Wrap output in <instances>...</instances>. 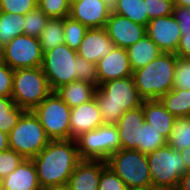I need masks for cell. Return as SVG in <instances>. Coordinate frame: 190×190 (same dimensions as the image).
I'll use <instances>...</instances> for the list:
<instances>
[{
	"mask_svg": "<svg viewBox=\"0 0 190 190\" xmlns=\"http://www.w3.org/2000/svg\"><path fill=\"white\" fill-rule=\"evenodd\" d=\"M42 189L67 186L70 176L82 160L74 139L51 140L33 159Z\"/></svg>",
	"mask_w": 190,
	"mask_h": 190,
	"instance_id": "obj_1",
	"label": "cell"
},
{
	"mask_svg": "<svg viewBox=\"0 0 190 190\" xmlns=\"http://www.w3.org/2000/svg\"><path fill=\"white\" fill-rule=\"evenodd\" d=\"M95 99L105 125H116L125 111L141 107L144 101L132 76L102 83Z\"/></svg>",
	"mask_w": 190,
	"mask_h": 190,
	"instance_id": "obj_2",
	"label": "cell"
},
{
	"mask_svg": "<svg viewBox=\"0 0 190 190\" xmlns=\"http://www.w3.org/2000/svg\"><path fill=\"white\" fill-rule=\"evenodd\" d=\"M177 58L175 53L162 52L146 66L133 71L134 83L144 100L160 99L173 89Z\"/></svg>",
	"mask_w": 190,
	"mask_h": 190,
	"instance_id": "obj_3",
	"label": "cell"
},
{
	"mask_svg": "<svg viewBox=\"0 0 190 190\" xmlns=\"http://www.w3.org/2000/svg\"><path fill=\"white\" fill-rule=\"evenodd\" d=\"M50 141L32 110H25L16 126L8 133L9 149L19 153L24 159H33Z\"/></svg>",
	"mask_w": 190,
	"mask_h": 190,
	"instance_id": "obj_4",
	"label": "cell"
},
{
	"mask_svg": "<svg viewBox=\"0 0 190 190\" xmlns=\"http://www.w3.org/2000/svg\"><path fill=\"white\" fill-rule=\"evenodd\" d=\"M152 186L156 190H177L186 165L180 151L168 144L147 154Z\"/></svg>",
	"mask_w": 190,
	"mask_h": 190,
	"instance_id": "obj_5",
	"label": "cell"
},
{
	"mask_svg": "<svg viewBox=\"0 0 190 190\" xmlns=\"http://www.w3.org/2000/svg\"><path fill=\"white\" fill-rule=\"evenodd\" d=\"M51 92L42 67L14 70L11 98L18 107L33 110Z\"/></svg>",
	"mask_w": 190,
	"mask_h": 190,
	"instance_id": "obj_6",
	"label": "cell"
},
{
	"mask_svg": "<svg viewBox=\"0 0 190 190\" xmlns=\"http://www.w3.org/2000/svg\"><path fill=\"white\" fill-rule=\"evenodd\" d=\"M42 70L52 92L77 80L78 55L65 43L43 53Z\"/></svg>",
	"mask_w": 190,
	"mask_h": 190,
	"instance_id": "obj_7",
	"label": "cell"
},
{
	"mask_svg": "<svg viewBox=\"0 0 190 190\" xmlns=\"http://www.w3.org/2000/svg\"><path fill=\"white\" fill-rule=\"evenodd\" d=\"M82 160H102L121 149L116 125H100L94 130L80 134L74 139Z\"/></svg>",
	"mask_w": 190,
	"mask_h": 190,
	"instance_id": "obj_8",
	"label": "cell"
},
{
	"mask_svg": "<svg viewBox=\"0 0 190 190\" xmlns=\"http://www.w3.org/2000/svg\"><path fill=\"white\" fill-rule=\"evenodd\" d=\"M50 140L70 139L71 108L58 96L51 92L33 110Z\"/></svg>",
	"mask_w": 190,
	"mask_h": 190,
	"instance_id": "obj_9",
	"label": "cell"
},
{
	"mask_svg": "<svg viewBox=\"0 0 190 190\" xmlns=\"http://www.w3.org/2000/svg\"><path fill=\"white\" fill-rule=\"evenodd\" d=\"M107 162L126 184V187L152 185L147 155L139 150L120 149Z\"/></svg>",
	"mask_w": 190,
	"mask_h": 190,
	"instance_id": "obj_10",
	"label": "cell"
},
{
	"mask_svg": "<svg viewBox=\"0 0 190 190\" xmlns=\"http://www.w3.org/2000/svg\"><path fill=\"white\" fill-rule=\"evenodd\" d=\"M42 62L38 38L21 34L4 45V63L13 70L41 67Z\"/></svg>",
	"mask_w": 190,
	"mask_h": 190,
	"instance_id": "obj_11",
	"label": "cell"
},
{
	"mask_svg": "<svg viewBox=\"0 0 190 190\" xmlns=\"http://www.w3.org/2000/svg\"><path fill=\"white\" fill-rule=\"evenodd\" d=\"M104 28L114 45L125 49L147 35L146 26L135 23L112 11Z\"/></svg>",
	"mask_w": 190,
	"mask_h": 190,
	"instance_id": "obj_12",
	"label": "cell"
},
{
	"mask_svg": "<svg viewBox=\"0 0 190 190\" xmlns=\"http://www.w3.org/2000/svg\"><path fill=\"white\" fill-rule=\"evenodd\" d=\"M146 32L163 53L176 54L182 34L173 15L150 20L146 26Z\"/></svg>",
	"mask_w": 190,
	"mask_h": 190,
	"instance_id": "obj_13",
	"label": "cell"
},
{
	"mask_svg": "<svg viewBox=\"0 0 190 190\" xmlns=\"http://www.w3.org/2000/svg\"><path fill=\"white\" fill-rule=\"evenodd\" d=\"M111 11V0H81L70 6L69 16L87 28H104Z\"/></svg>",
	"mask_w": 190,
	"mask_h": 190,
	"instance_id": "obj_14",
	"label": "cell"
},
{
	"mask_svg": "<svg viewBox=\"0 0 190 190\" xmlns=\"http://www.w3.org/2000/svg\"><path fill=\"white\" fill-rule=\"evenodd\" d=\"M96 69L100 85L110 80L132 76L133 73L127 50L116 46L97 62Z\"/></svg>",
	"mask_w": 190,
	"mask_h": 190,
	"instance_id": "obj_15",
	"label": "cell"
},
{
	"mask_svg": "<svg viewBox=\"0 0 190 190\" xmlns=\"http://www.w3.org/2000/svg\"><path fill=\"white\" fill-rule=\"evenodd\" d=\"M145 123L142 106L127 110L120 117L116 126L119 133L121 149L140 151L141 128Z\"/></svg>",
	"mask_w": 190,
	"mask_h": 190,
	"instance_id": "obj_16",
	"label": "cell"
},
{
	"mask_svg": "<svg viewBox=\"0 0 190 190\" xmlns=\"http://www.w3.org/2000/svg\"><path fill=\"white\" fill-rule=\"evenodd\" d=\"M114 46L105 28H88L76 51L78 56L97 64Z\"/></svg>",
	"mask_w": 190,
	"mask_h": 190,
	"instance_id": "obj_17",
	"label": "cell"
},
{
	"mask_svg": "<svg viewBox=\"0 0 190 190\" xmlns=\"http://www.w3.org/2000/svg\"><path fill=\"white\" fill-rule=\"evenodd\" d=\"M100 125H103V119L95 98L71 109L70 139H75Z\"/></svg>",
	"mask_w": 190,
	"mask_h": 190,
	"instance_id": "obj_18",
	"label": "cell"
},
{
	"mask_svg": "<svg viewBox=\"0 0 190 190\" xmlns=\"http://www.w3.org/2000/svg\"><path fill=\"white\" fill-rule=\"evenodd\" d=\"M107 166L102 160H81L67 183L68 190H98L102 170Z\"/></svg>",
	"mask_w": 190,
	"mask_h": 190,
	"instance_id": "obj_19",
	"label": "cell"
},
{
	"mask_svg": "<svg viewBox=\"0 0 190 190\" xmlns=\"http://www.w3.org/2000/svg\"><path fill=\"white\" fill-rule=\"evenodd\" d=\"M2 182L6 190H42L32 159H24Z\"/></svg>",
	"mask_w": 190,
	"mask_h": 190,
	"instance_id": "obj_20",
	"label": "cell"
},
{
	"mask_svg": "<svg viewBox=\"0 0 190 190\" xmlns=\"http://www.w3.org/2000/svg\"><path fill=\"white\" fill-rule=\"evenodd\" d=\"M142 110L145 122L153 126L168 140L176 117L163 106L159 99L144 100Z\"/></svg>",
	"mask_w": 190,
	"mask_h": 190,
	"instance_id": "obj_21",
	"label": "cell"
},
{
	"mask_svg": "<svg viewBox=\"0 0 190 190\" xmlns=\"http://www.w3.org/2000/svg\"><path fill=\"white\" fill-rule=\"evenodd\" d=\"M97 88L80 80L61 86L55 92L72 109L95 98Z\"/></svg>",
	"mask_w": 190,
	"mask_h": 190,
	"instance_id": "obj_22",
	"label": "cell"
},
{
	"mask_svg": "<svg viewBox=\"0 0 190 190\" xmlns=\"http://www.w3.org/2000/svg\"><path fill=\"white\" fill-rule=\"evenodd\" d=\"M132 71L146 66L157 58L162 51L148 35L126 49Z\"/></svg>",
	"mask_w": 190,
	"mask_h": 190,
	"instance_id": "obj_23",
	"label": "cell"
},
{
	"mask_svg": "<svg viewBox=\"0 0 190 190\" xmlns=\"http://www.w3.org/2000/svg\"><path fill=\"white\" fill-rule=\"evenodd\" d=\"M112 12L147 26L146 0H111Z\"/></svg>",
	"mask_w": 190,
	"mask_h": 190,
	"instance_id": "obj_24",
	"label": "cell"
},
{
	"mask_svg": "<svg viewBox=\"0 0 190 190\" xmlns=\"http://www.w3.org/2000/svg\"><path fill=\"white\" fill-rule=\"evenodd\" d=\"M159 101L174 117H190V90L172 89Z\"/></svg>",
	"mask_w": 190,
	"mask_h": 190,
	"instance_id": "obj_25",
	"label": "cell"
},
{
	"mask_svg": "<svg viewBox=\"0 0 190 190\" xmlns=\"http://www.w3.org/2000/svg\"><path fill=\"white\" fill-rule=\"evenodd\" d=\"M43 53L64 43V19L50 18L38 37Z\"/></svg>",
	"mask_w": 190,
	"mask_h": 190,
	"instance_id": "obj_26",
	"label": "cell"
},
{
	"mask_svg": "<svg viewBox=\"0 0 190 190\" xmlns=\"http://www.w3.org/2000/svg\"><path fill=\"white\" fill-rule=\"evenodd\" d=\"M24 15L0 11V43L5 45L15 37L24 34Z\"/></svg>",
	"mask_w": 190,
	"mask_h": 190,
	"instance_id": "obj_27",
	"label": "cell"
},
{
	"mask_svg": "<svg viewBox=\"0 0 190 190\" xmlns=\"http://www.w3.org/2000/svg\"><path fill=\"white\" fill-rule=\"evenodd\" d=\"M24 111L11 97H0V131L8 134Z\"/></svg>",
	"mask_w": 190,
	"mask_h": 190,
	"instance_id": "obj_28",
	"label": "cell"
},
{
	"mask_svg": "<svg viewBox=\"0 0 190 190\" xmlns=\"http://www.w3.org/2000/svg\"><path fill=\"white\" fill-rule=\"evenodd\" d=\"M167 144L178 151L190 147V117L175 119Z\"/></svg>",
	"mask_w": 190,
	"mask_h": 190,
	"instance_id": "obj_29",
	"label": "cell"
},
{
	"mask_svg": "<svg viewBox=\"0 0 190 190\" xmlns=\"http://www.w3.org/2000/svg\"><path fill=\"white\" fill-rule=\"evenodd\" d=\"M165 145H167V139L153 126L145 122L143 128H141L140 152L147 155Z\"/></svg>",
	"mask_w": 190,
	"mask_h": 190,
	"instance_id": "obj_30",
	"label": "cell"
},
{
	"mask_svg": "<svg viewBox=\"0 0 190 190\" xmlns=\"http://www.w3.org/2000/svg\"><path fill=\"white\" fill-rule=\"evenodd\" d=\"M88 28L70 16L64 18V43L77 50Z\"/></svg>",
	"mask_w": 190,
	"mask_h": 190,
	"instance_id": "obj_31",
	"label": "cell"
},
{
	"mask_svg": "<svg viewBox=\"0 0 190 190\" xmlns=\"http://www.w3.org/2000/svg\"><path fill=\"white\" fill-rule=\"evenodd\" d=\"M50 18L38 7L24 15V34L38 38Z\"/></svg>",
	"mask_w": 190,
	"mask_h": 190,
	"instance_id": "obj_32",
	"label": "cell"
},
{
	"mask_svg": "<svg viewBox=\"0 0 190 190\" xmlns=\"http://www.w3.org/2000/svg\"><path fill=\"white\" fill-rule=\"evenodd\" d=\"M37 7L49 18L64 19L70 14L68 0H37Z\"/></svg>",
	"mask_w": 190,
	"mask_h": 190,
	"instance_id": "obj_33",
	"label": "cell"
},
{
	"mask_svg": "<svg viewBox=\"0 0 190 190\" xmlns=\"http://www.w3.org/2000/svg\"><path fill=\"white\" fill-rule=\"evenodd\" d=\"M173 89L190 90V59L177 58Z\"/></svg>",
	"mask_w": 190,
	"mask_h": 190,
	"instance_id": "obj_34",
	"label": "cell"
},
{
	"mask_svg": "<svg viewBox=\"0 0 190 190\" xmlns=\"http://www.w3.org/2000/svg\"><path fill=\"white\" fill-rule=\"evenodd\" d=\"M37 8V0H0V11L25 15Z\"/></svg>",
	"mask_w": 190,
	"mask_h": 190,
	"instance_id": "obj_35",
	"label": "cell"
},
{
	"mask_svg": "<svg viewBox=\"0 0 190 190\" xmlns=\"http://www.w3.org/2000/svg\"><path fill=\"white\" fill-rule=\"evenodd\" d=\"M76 74L77 80L89 83L97 89L99 88L100 84L98 82L97 69L95 63L89 62L86 59L78 56V70Z\"/></svg>",
	"mask_w": 190,
	"mask_h": 190,
	"instance_id": "obj_36",
	"label": "cell"
},
{
	"mask_svg": "<svg viewBox=\"0 0 190 190\" xmlns=\"http://www.w3.org/2000/svg\"><path fill=\"white\" fill-rule=\"evenodd\" d=\"M173 0H146V13L149 20L173 14Z\"/></svg>",
	"mask_w": 190,
	"mask_h": 190,
	"instance_id": "obj_37",
	"label": "cell"
},
{
	"mask_svg": "<svg viewBox=\"0 0 190 190\" xmlns=\"http://www.w3.org/2000/svg\"><path fill=\"white\" fill-rule=\"evenodd\" d=\"M24 158L12 149L0 152V180L14 171Z\"/></svg>",
	"mask_w": 190,
	"mask_h": 190,
	"instance_id": "obj_38",
	"label": "cell"
},
{
	"mask_svg": "<svg viewBox=\"0 0 190 190\" xmlns=\"http://www.w3.org/2000/svg\"><path fill=\"white\" fill-rule=\"evenodd\" d=\"M126 188V184L109 166L102 170L98 190H126Z\"/></svg>",
	"mask_w": 190,
	"mask_h": 190,
	"instance_id": "obj_39",
	"label": "cell"
},
{
	"mask_svg": "<svg viewBox=\"0 0 190 190\" xmlns=\"http://www.w3.org/2000/svg\"><path fill=\"white\" fill-rule=\"evenodd\" d=\"M13 73L14 70L6 63H0V97H11Z\"/></svg>",
	"mask_w": 190,
	"mask_h": 190,
	"instance_id": "obj_40",
	"label": "cell"
},
{
	"mask_svg": "<svg viewBox=\"0 0 190 190\" xmlns=\"http://www.w3.org/2000/svg\"><path fill=\"white\" fill-rule=\"evenodd\" d=\"M172 15L181 31H190V7L174 6Z\"/></svg>",
	"mask_w": 190,
	"mask_h": 190,
	"instance_id": "obj_41",
	"label": "cell"
},
{
	"mask_svg": "<svg viewBox=\"0 0 190 190\" xmlns=\"http://www.w3.org/2000/svg\"><path fill=\"white\" fill-rule=\"evenodd\" d=\"M181 34L176 55L180 58H190V31H181Z\"/></svg>",
	"mask_w": 190,
	"mask_h": 190,
	"instance_id": "obj_42",
	"label": "cell"
},
{
	"mask_svg": "<svg viewBox=\"0 0 190 190\" xmlns=\"http://www.w3.org/2000/svg\"><path fill=\"white\" fill-rule=\"evenodd\" d=\"M177 190H190V171H185L181 176Z\"/></svg>",
	"mask_w": 190,
	"mask_h": 190,
	"instance_id": "obj_43",
	"label": "cell"
},
{
	"mask_svg": "<svg viewBox=\"0 0 190 190\" xmlns=\"http://www.w3.org/2000/svg\"><path fill=\"white\" fill-rule=\"evenodd\" d=\"M8 149H9L8 134L0 131V152L6 151Z\"/></svg>",
	"mask_w": 190,
	"mask_h": 190,
	"instance_id": "obj_44",
	"label": "cell"
},
{
	"mask_svg": "<svg viewBox=\"0 0 190 190\" xmlns=\"http://www.w3.org/2000/svg\"><path fill=\"white\" fill-rule=\"evenodd\" d=\"M180 154L186 165V171H190V147L181 150Z\"/></svg>",
	"mask_w": 190,
	"mask_h": 190,
	"instance_id": "obj_45",
	"label": "cell"
},
{
	"mask_svg": "<svg viewBox=\"0 0 190 190\" xmlns=\"http://www.w3.org/2000/svg\"><path fill=\"white\" fill-rule=\"evenodd\" d=\"M126 190H156L152 185L128 187Z\"/></svg>",
	"mask_w": 190,
	"mask_h": 190,
	"instance_id": "obj_46",
	"label": "cell"
},
{
	"mask_svg": "<svg viewBox=\"0 0 190 190\" xmlns=\"http://www.w3.org/2000/svg\"><path fill=\"white\" fill-rule=\"evenodd\" d=\"M174 6L190 7V0H173Z\"/></svg>",
	"mask_w": 190,
	"mask_h": 190,
	"instance_id": "obj_47",
	"label": "cell"
},
{
	"mask_svg": "<svg viewBox=\"0 0 190 190\" xmlns=\"http://www.w3.org/2000/svg\"><path fill=\"white\" fill-rule=\"evenodd\" d=\"M0 63H4V45L0 43Z\"/></svg>",
	"mask_w": 190,
	"mask_h": 190,
	"instance_id": "obj_48",
	"label": "cell"
},
{
	"mask_svg": "<svg viewBox=\"0 0 190 190\" xmlns=\"http://www.w3.org/2000/svg\"><path fill=\"white\" fill-rule=\"evenodd\" d=\"M42 190H68V188L64 186V187L44 188Z\"/></svg>",
	"mask_w": 190,
	"mask_h": 190,
	"instance_id": "obj_49",
	"label": "cell"
},
{
	"mask_svg": "<svg viewBox=\"0 0 190 190\" xmlns=\"http://www.w3.org/2000/svg\"><path fill=\"white\" fill-rule=\"evenodd\" d=\"M79 1H81V0H68V3L71 6L72 4H75V3L79 2Z\"/></svg>",
	"mask_w": 190,
	"mask_h": 190,
	"instance_id": "obj_50",
	"label": "cell"
},
{
	"mask_svg": "<svg viewBox=\"0 0 190 190\" xmlns=\"http://www.w3.org/2000/svg\"><path fill=\"white\" fill-rule=\"evenodd\" d=\"M0 190H6L5 187H4V185H3L2 180H0Z\"/></svg>",
	"mask_w": 190,
	"mask_h": 190,
	"instance_id": "obj_51",
	"label": "cell"
}]
</instances>
